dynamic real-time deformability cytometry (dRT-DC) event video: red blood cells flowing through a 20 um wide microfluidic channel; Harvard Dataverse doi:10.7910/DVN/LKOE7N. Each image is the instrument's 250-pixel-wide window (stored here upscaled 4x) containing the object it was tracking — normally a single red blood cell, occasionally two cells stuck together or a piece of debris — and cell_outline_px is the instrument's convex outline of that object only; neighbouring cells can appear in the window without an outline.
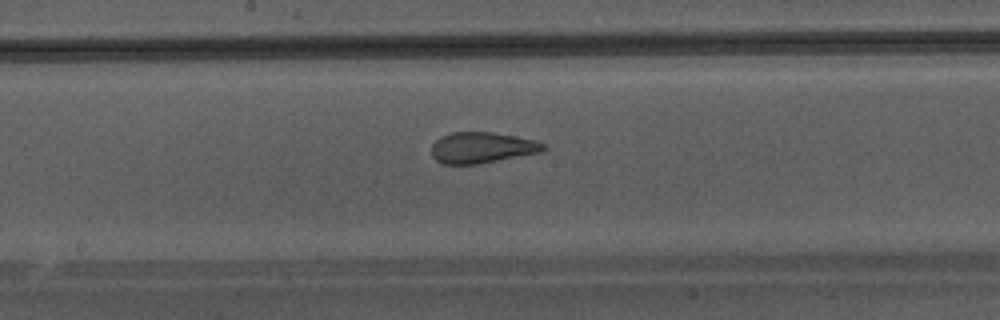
{"species": "Egyptian fruit bat (a non-hibernating species)", "species_latin": "Rousettus aegyptiacus", "temperature_condition": "warm", "stored_images_in_passage": 9, "camera_frame_rate_fps": 3000, "um_per_image_px": 0.085, "animal": {"sex": "male"}, "frame": {"image": 1, "passage_image": 8, "time_ms": 2.333, "image_size_px": [1000, 320], "cell_outline_px": [[548, 148], [544, 152], [476, 164], [444, 164], [436, 160], [432, 156], [432, 144], [440, 136], [452, 132], [492, 132], [536, 140], [544, 144]], "centroid_in_image_um": [40.99, 12.55], "position_along_channel_um": 207.2, "area_um2": 20.29}}